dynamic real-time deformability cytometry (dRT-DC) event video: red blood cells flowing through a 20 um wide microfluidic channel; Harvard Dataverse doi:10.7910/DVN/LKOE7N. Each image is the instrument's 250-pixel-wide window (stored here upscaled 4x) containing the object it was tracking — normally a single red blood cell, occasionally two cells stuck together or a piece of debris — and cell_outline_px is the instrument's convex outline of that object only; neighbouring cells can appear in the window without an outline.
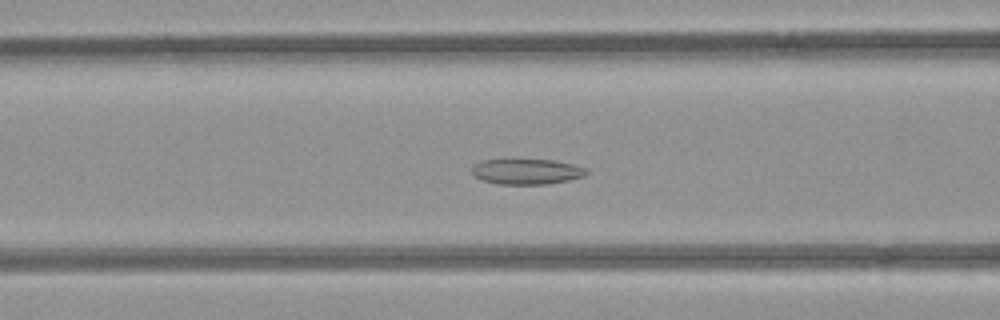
{"species": "common noctule bat (a hibernating species)", "species_latin": "Nyctalus noctula", "temperature_condition": "room temperature", "stored_images_in_passage": 55, "camera_frame_rate_fps": 3000, "um_per_image_px": 0.085, "animal": {"sex": "female", "body_mass_g": 21.9}, "frame": {"image": 1, "passage_image": 22, "time_ms": 7.0, "image_size_px": [1000, 320], "cell_outline_px": [[588, 172], [584, 176], [568, 180], [548, 184], [500, 184], [484, 180], [472, 176], [472, 164], [484, 160], [552, 160], [572, 164], [588, 168]], "centroid_in_image_um": [44.76, 14.58], "position_along_channel_um": 121.8, "area_um2": 16.94}}
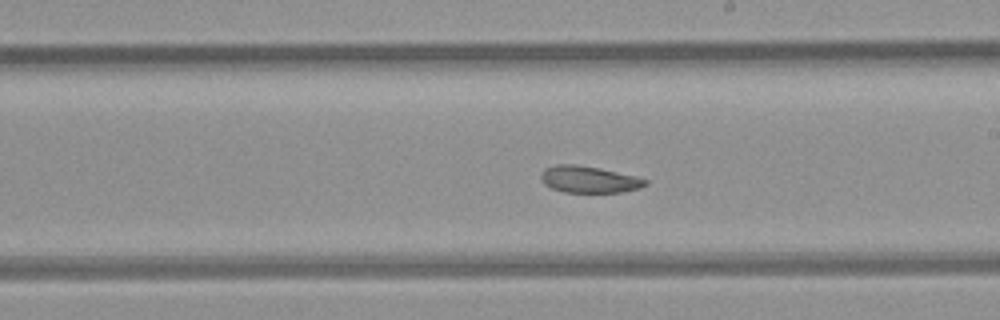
{"frame": {"image": 2, "passage_image": 31, "time_ms": 10.0, "image_size_px": [1000, 320], "cell_outline_px": [[648, 184], [640, 188], [620, 192], [564, 192], [552, 188], [544, 184], [540, 180], [540, 176], [544, 168], [556, 164], [576, 164], [600, 168], [636, 176], [648, 180]], "centroid_in_image_um": [50.05, 15.24], "position_along_channel_um": 239.0, "area_um2": 16.36}}
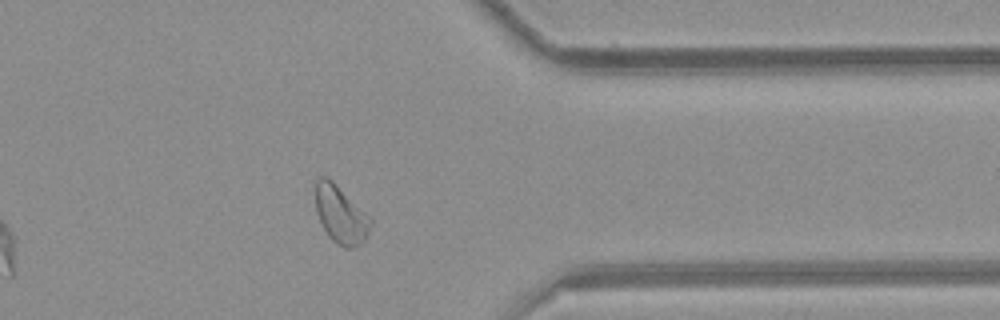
{"frame": {"image": 3, "passage_image": 43, "time_ms": 14.0, "image_size_px": [1000, 320], "cell_outline_px": [[372, 224], [364, 240], [356, 248], [344, 248], [336, 244], [328, 236], [316, 212], [316, 176], [328, 176], [372, 220]], "centroid_in_image_um": [28.94, 18.25], "position_along_channel_um": 382.5, "area_um2": 18.32}}